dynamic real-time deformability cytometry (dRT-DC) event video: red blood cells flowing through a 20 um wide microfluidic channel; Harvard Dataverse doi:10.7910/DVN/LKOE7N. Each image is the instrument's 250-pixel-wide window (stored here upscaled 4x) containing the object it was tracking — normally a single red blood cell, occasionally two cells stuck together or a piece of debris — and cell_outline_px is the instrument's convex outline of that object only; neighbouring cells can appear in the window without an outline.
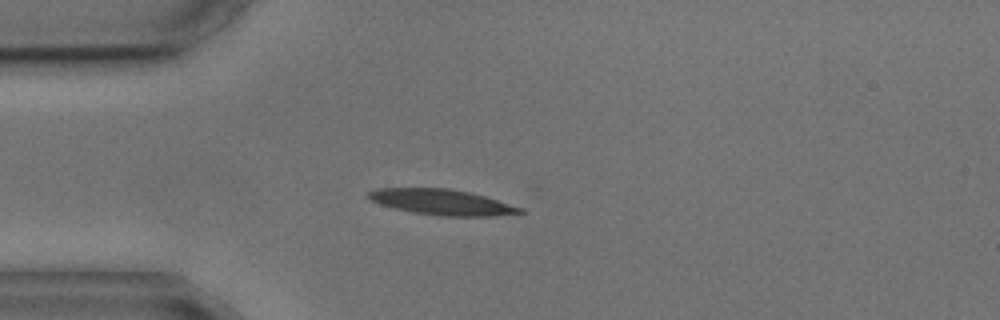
{"species": "common noctule bat (a hibernating species)", "species_latin": "Nyctalus noctula", "temperature_condition": "cold", "stored_images_in_passage": 4, "camera_frame_rate_fps": 3000, "um_per_image_px": 0.085, "animal": {"sex": "male", "body_mass_g": 17.9, "forearm_length_mm": 54.2}, "frame": {"image": 1, "passage_image": 4, "time_ms": 3.667, "image_size_px": [1000, 320], "cell_outline_px": [[528, 212], [496, 216], [440, 216], [412, 212], [380, 204], [364, 196], [368, 192], [376, 188], [448, 188], [468, 192], [484, 196], [524, 208]], "centroid_in_image_um": [37.58, 17.18], "position_along_channel_um": 47.4, "area_um2": 22.66}}